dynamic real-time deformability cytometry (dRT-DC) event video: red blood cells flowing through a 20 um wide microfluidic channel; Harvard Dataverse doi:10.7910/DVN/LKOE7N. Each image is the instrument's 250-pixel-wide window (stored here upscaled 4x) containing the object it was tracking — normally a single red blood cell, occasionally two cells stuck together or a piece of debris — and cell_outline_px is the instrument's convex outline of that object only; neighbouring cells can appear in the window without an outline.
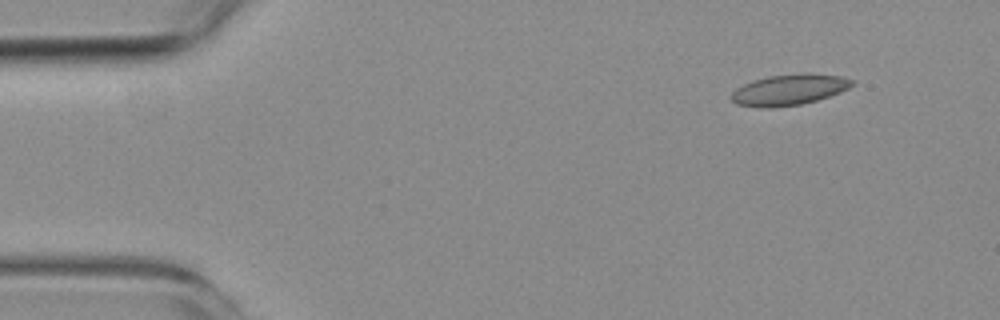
{"species": "common noctule bat (a hibernating species)", "species_latin": "Nyctalus noctula", "temperature_condition": "room temperature", "stored_images_in_passage": 4, "camera_frame_rate_fps": 3000, "um_per_image_px": 0.085, "animal": {"sex": "female", "body_mass_g": 19.3, "forearm_length_mm": 54.1}, "frame": {"image": 1, "passage_image": 1, "time_ms": 0.0, "image_size_px": [1000, 320], "cell_outline_px": [[856, 84], [840, 92], [816, 100], [800, 104], [772, 108], [764, 108], [736, 104], [728, 96], [736, 88], [744, 84], [756, 80], [772, 76], [808, 72], [844, 76], [856, 80]], "centroid_in_image_um": [67.12, 7.62], "position_along_channel_um": 17.9, "area_um2": 21.85}}
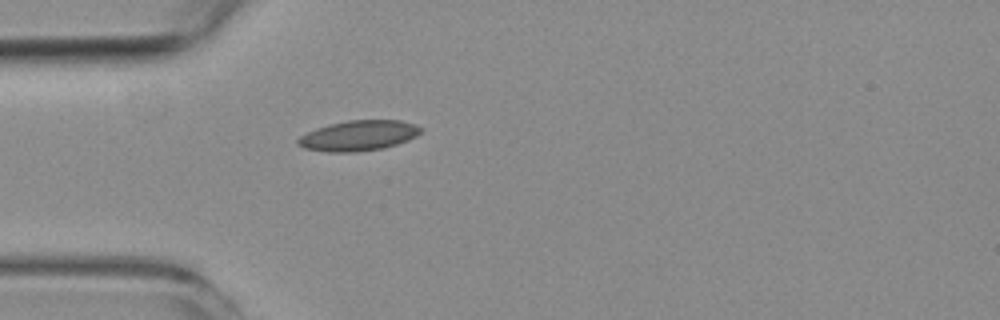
{"frame": {"image": 2, "passage_image": 4, "time_ms": 3.333, "image_size_px": [1000, 320], "cell_outline_px": [[424, 128], [416, 136], [408, 140], [384, 148], [356, 152], [328, 152], [304, 148], [296, 144], [296, 140], [300, 136], [316, 128], [328, 124], [348, 120], [400, 120], [416, 124]], "centroid_in_image_um": [30.47, 11.52], "position_along_channel_um": 54.5, "area_um2": 21.85}}